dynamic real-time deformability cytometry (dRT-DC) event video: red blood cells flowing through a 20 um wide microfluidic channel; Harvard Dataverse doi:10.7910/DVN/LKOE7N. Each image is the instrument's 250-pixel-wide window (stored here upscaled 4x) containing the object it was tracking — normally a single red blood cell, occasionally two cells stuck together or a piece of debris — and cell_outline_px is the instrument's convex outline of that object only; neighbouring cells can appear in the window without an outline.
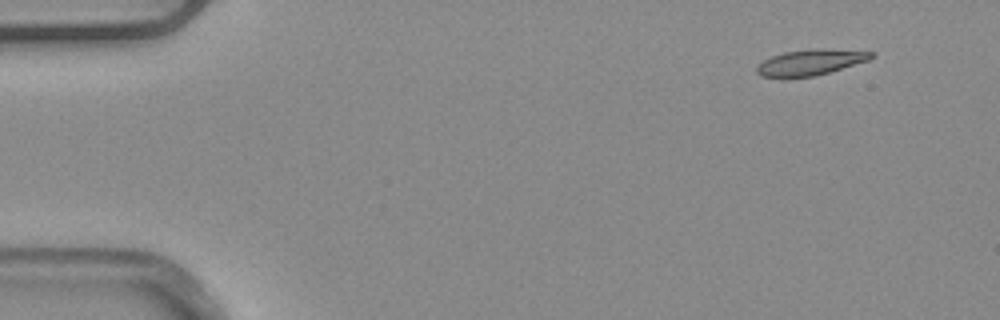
{"species": "common noctule bat (a hibernating species)", "species_latin": "Nyctalus noctula", "temperature_condition": "warm", "stored_images_in_passage": 4, "camera_frame_rate_fps": 3000, "um_per_image_px": 0.085, "animal": {"sex": "male", "body_mass_g": 20.4}, "frame": {"image": 1, "passage_image": 1, "time_ms": 0.0, "image_size_px": [1000, 320], "cell_outline_px": [[876, 56], [868, 60], [816, 76], [784, 80], [760, 76], [756, 72], [756, 68], [764, 60], [772, 56], [784, 52], [816, 48], [824, 48], [876, 52]], "centroid_in_image_um": [68.86, 5.33], "position_along_channel_um": 16.1, "area_um2": 17.74}}
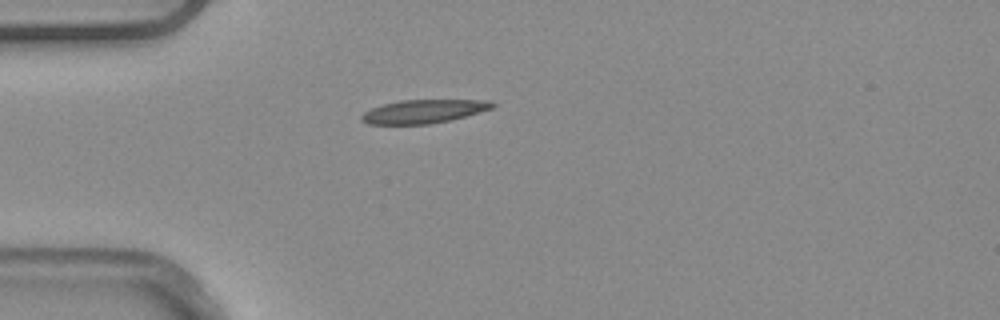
{"frame": {"image": 2, "passage_image": 4, "time_ms": 1.0, "image_size_px": [1000, 320], "cell_outline_px": [[496, 104], [492, 108], [464, 116], [448, 120], [428, 124], [368, 124], [360, 120], [360, 116], [364, 112], [372, 108], [384, 104], [400, 100], [488, 100]], "centroid_in_image_um": [35.96, 9.46], "position_along_channel_um": 49.0, "area_um2": 17.69}}